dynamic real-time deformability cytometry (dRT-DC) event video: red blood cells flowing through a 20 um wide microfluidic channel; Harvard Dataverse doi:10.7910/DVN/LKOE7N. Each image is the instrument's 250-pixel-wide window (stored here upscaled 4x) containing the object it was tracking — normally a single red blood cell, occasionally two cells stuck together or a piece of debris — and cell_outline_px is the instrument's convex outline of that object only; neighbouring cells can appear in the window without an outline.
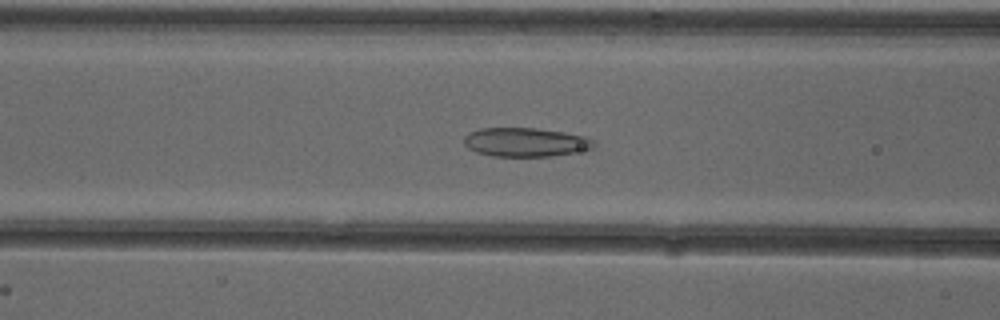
{"species": "common noctule bat (a hibernating species)", "species_latin": "Nyctalus noctula", "temperature_condition": "cold", "stored_images_in_passage": 52, "camera_frame_rate_fps": 3000, "um_per_image_px": 0.085, "animal": {"sex": "female"}, "frame": {"image": 1, "passage_image": 21, "time_ms": 6.667, "image_size_px": [1000, 320], "cell_outline_px": [[596, 144], [592, 148], [552, 156], [492, 156], [476, 152], [468, 148], [464, 144], [464, 136], [480, 128], [536, 128], [564, 132], [584, 136], [596, 140]], "centroid_in_image_um": [44.67, 12.08], "position_along_channel_um": 121.9, "area_um2": 21.79}}
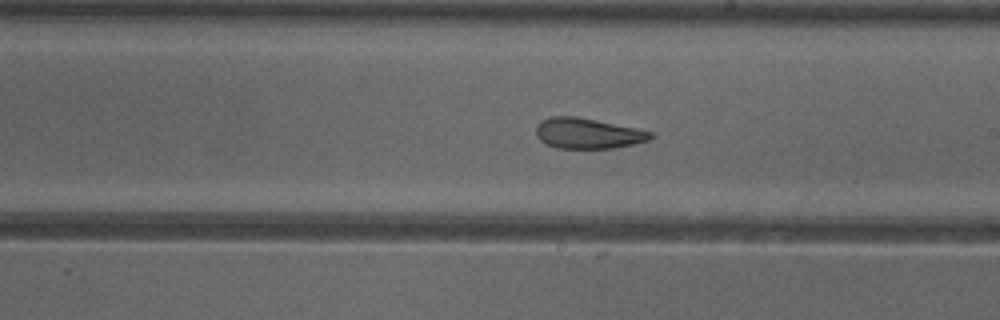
{"frame": {"image": 2, "passage_image": 30, "time_ms": 9.667, "image_size_px": [1000, 320], "cell_outline_px": [[656, 136], [648, 140], [616, 148], [556, 148], [540, 140], [536, 136], [536, 124], [540, 120], [552, 116], [576, 116], [636, 128], [652, 132]], "centroid_in_image_um": [49.94, 11.33], "position_along_channel_um": 239.1, "area_um2": 20.4}}
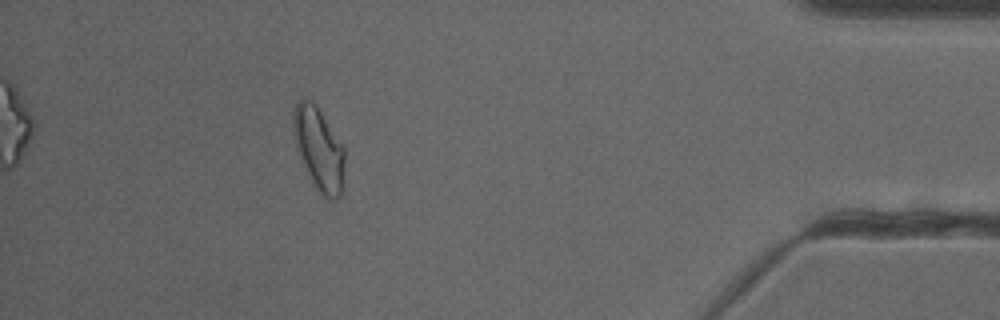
{"frame": {"image": 3, "passage_image": 47, "time_ms": 15.333, "image_size_px": [1000, 320], "cell_outline_px": [[344, 188], [340, 196], [336, 200], [328, 200], [312, 184], [296, 148], [292, 132], [292, 112], [296, 104], [304, 96], [312, 100], [316, 104], [344, 148]], "centroid_in_image_um": [27.09, 12.66], "position_along_channel_um": 408.1, "area_um2": 25.26}, "authors_computed_cell_mechanics": {"area_um2": 23.9003, "velocity_mm_per_s": 3.9076, "shape_relaxation_time_tau1_ms": 8.7121, "shape_relaxation_time_tau2_ms": 1.9772, "deformation_change_tau1": 0.1531, "deformation_change_tau2": 0.0928}}